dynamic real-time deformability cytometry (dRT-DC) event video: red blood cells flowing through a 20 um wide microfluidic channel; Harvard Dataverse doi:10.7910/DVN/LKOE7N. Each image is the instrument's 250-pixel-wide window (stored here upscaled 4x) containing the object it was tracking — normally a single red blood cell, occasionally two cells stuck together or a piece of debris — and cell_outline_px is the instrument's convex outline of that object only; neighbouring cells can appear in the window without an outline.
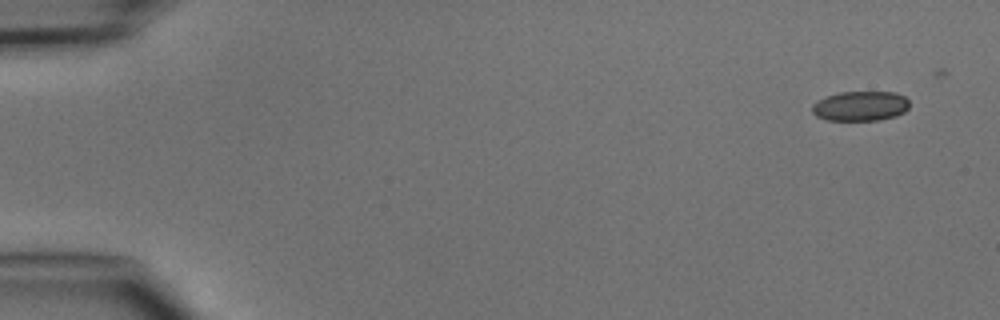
{"species": "common noctule bat (a hibernating species)", "species_latin": "Nyctalus noctula", "temperature_condition": "cold", "stored_images_in_passage": 5, "camera_frame_rate_fps": 3000, "um_per_image_px": 0.085, "animal": {"sex": "male", "body_mass_g": 15.6}, "frame": {"image": 1, "passage_image": 1, "time_ms": 0.0, "image_size_px": [1000, 320], "cell_outline_px": [[908, 108], [904, 112], [896, 116], [880, 120], [828, 120], [816, 116], [812, 112], [812, 104], [816, 100], [840, 92], [896, 92], [904, 96], [908, 100]], "centroid_in_image_um": [73.13, 9.01], "position_along_channel_um": 11.9, "area_um2": 16.94}}
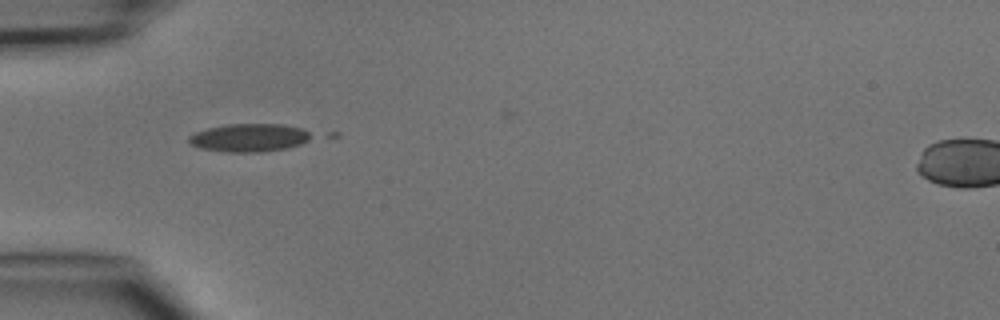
{"frame": {"image": 2, "passage_image": 4, "time_ms": 4.333, "image_size_px": [1000, 320], "cell_outline_px": [[316, 136], [300, 144], [288, 148], [260, 152], [228, 152], [200, 148], [188, 144], [188, 136], [196, 132], [208, 128], [228, 124], [280, 124], [300, 128]], "centroid_in_image_um": [21.18, 11.71], "position_along_channel_um": 63.8, "area_um2": 20.06}}